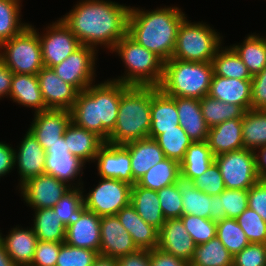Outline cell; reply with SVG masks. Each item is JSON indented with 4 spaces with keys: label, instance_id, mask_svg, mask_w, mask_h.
Instances as JSON below:
<instances>
[{
    "label": "cell",
    "instance_id": "25",
    "mask_svg": "<svg viewBox=\"0 0 266 266\" xmlns=\"http://www.w3.org/2000/svg\"><path fill=\"white\" fill-rule=\"evenodd\" d=\"M116 216L138 249L152 250L158 247L159 230L147 224L131 203L123 207Z\"/></svg>",
    "mask_w": 266,
    "mask_h": 266
},
{
    "label": "cell",
    "instance_id": "41",
    "mask_svg": "<svg viewBox=\"0 0 266 266\" xmlns=\"http://www.w3.org/2000/svg\"><path fill=\"white\" fill-rule=\"evenodd\" d=\"M21 7V0H0V45L30 25L20 20Z\"/></svg>",
    "mask_w": 266,
    "mask_h": 266
},
{
    "label": "cell",
    "instance_id": "58",
    "mask_svg": "<svg viewBox=\"0 0 266 266\" xmlns=\"http://www.w3.org/2000/svg\"><path fill=\"white\" fill-rule=\"evenodd\" d=\"M13 72L0 60V99L10 95Z\"/></svg>",
    "mask_w": 266,
    "mask_h": 266
},
{
    "label": "cell",
    "instance_id": "53",
    "mask_svg": "<svg viewBox=\"0 0 266 266\" xmlns=\"http://www.w3.org/2000/svg\"><path fill=\"white\" fill-rule=\"evenodd\" d=\"M251 82V109L266 110V67Z\"/></svg>",
    "mask_w": 266,
    "mask_h": 266
},
{
    "label": "cell",
    "instance_id": "42",
    "mask_svg": "<svg viewBox=\"0 0 266 266\" xmlns=\"http://www.w3.org/2000/svg\"><path fill=\"white\" fill-rule=\"evenodd\" d=\"M83 190V187H72L53 207V210L66 227L75 223L86 210Z\"/></svg>",
    "mask_w": 266,
    "mask_h": 266
},
{
    "label": "cell",
    "instance_id": "5",
    "mask_svg": "<svg viewBox=\"0 0 266 266\" xmlns=\"http://www.w3.org/2000/svg\"><path fill=\"white\" fill-rule=\"evenodd\" d=\"M213 75L212 62L171 58L164 62L163 77L158 88L170 97L202 99L209 94Z\"/></svg>",
    "mask_w": 266,
    "mask_h": 266
},
{
    "label": "cell",
    "instance_id": "2",
    "mask_svg": "<svg viewBox=\"0 0 266 266\" xmlns=\"http://www.w3.org/2000/svg\"><path fill=\"white\" fill-rule=\"evenodd\" d=\"M127 86L108 79L78 92L75 103L70 109L71 121L81 128L94 132L107 142L117 121L121 95Z\"/></svg>",
    "mask_w": 266,
    "mask_h": 266
},
{
    "label": "cell",
    "instance_id": "52",
    "mask_svg": "<svg viewBox=\"0 0 266 266\" xmlns=\"http://www.w3.org/2000/svg\"><path fill=\"white\" fill-rule=\"evenodd\" d=\"M62 243L38 240L30 266H56Z\"/></svg>",
    "mask_w": 266,
    "mask_h": 266
},
{
    "label": "cell",
    "instance_id": "22",
    "mask_svg": "<svg viewBox=\"0 0 266 266\" xmlns=\"http://www.w3.org/2000/svg\"><path fill=\"white\" fill-rule=\"evenodd\" d=\"M251 80L225 78L213 75L209 96L219 101L236 104L245 111L251 110Z\"/></svg>",
    "mask_w": 266,
    "mask_h": 266
},
{
    "label": "cell",
    "instance_id": "18",
    "mask_svg": "<svg viewBox=\"0 0 266 266\" xmlns=\"http://www.w3.org/2000/svg\"><path fill=\"white\" fill-rule=\"evenodd\" d=\"M70 122V111L48 109L34 113V120L28 130L46 151L50 145L55 144L58 139L63 137Z\"/></svg>",
    "mask_w": 266,
    "mask_h": 266
},
{
    "label": "cell",
    "instance_id": "15",
    "mask_svg": "<svg viewBox=\"0 0 266 266\" xmlns=\"http://www.w3.org/2000/svg\"><path fill=\"white\" fill-rule=\"evenodd\" d=\"M96 161L100 178L117 179L132 186L136 183L132 176L129 151L123 145L105 142L93 160Z\"/></svg>",
    "mask_w": 266,
    "mask_h": 266
},
{
    "label": "cell",
    "instance_id": "45",
    "mask_svg": "<svg viewBox=\"0 0 266 266\" xmlns=\"http://www.w3.org/2000/svg\"><path fill=\"white\" fill-rule=\"evenodd\" d=\"M180 219L196 245L216 237V221L194 215H182Z\"/></svg>",
    "mask_w": 266,
    "mask_h": 266
},
{
    "label": "cell",
    "instance_id": "56",
    "mask_svg": "<svg viewBox=\"0 0 266 266\" xmlns=\"http://www.w3.org/2000/svg\"><path fill=\"white\" fill-rule=\"evenodd\" d=\"M118 266H150V250L138 249L117 259Z\"/></svg>",
    "mask_w": 266,
    "mask_h": 266
},
{
    "label": "cell",
    "instance_id": "55",
    "mask_svg": "<svg viewBox=\"0 0 266 266\" xmlns=\"http://www.w3.org/2000/svg\"><path fill=\"white\" fill-rule=\"evenodd\" d=\"M150 266H190L188 262L166 253L159 248L150 250Z\"/></svg>",
    "mask_w": 266,
    "mask_h": 266
},
{
    "label": "cell",
    "instance_id": "31",
    "mask_svg": "<svg viewBox=\"0 0 266 266\" xmlns=\"http://www.w3.org/2000/svg\"><path fill=\"white\" fill-rule=\"evenodd\" d=\"M9 98L19 105L34 108V113L48 110L42 98L37 75L14 73Z\"/></svg>",
    "mask_w": 266,
    "mask_h": 266
},
{
    "label": "cell",
    "instance_id": "40",
    "mask_svg": "<svg viewBox=\"0 0 266 266\" xmlns=\"http://www.w3.org/2000/svg\"><path fill=\"white\" fill-rule=\"evenodd\" d=\"M203 118L209 128L233 118H243L246 112L241 106L225 103L209 95L200 99Z\"/></svg>",
    "mask_w": 266,
    "mask_h": 266
},
{
    "label": "cell",
    "instance_id": "13",
    "mask_svg": "<svg viewBox=\"0 0 266 266\" xmlns=\"http://www.w3.org/2000/svg\"><path fill=\"white\" fill-rule=\"evenodd\" d=\"M18 188L26 204L35 210L53 208L72 187L66 182L44 173L29 179Z\"/></svg>",
    "mask_w": 266,
    "mask_h": 266
},
{
    "label": "cell",
    "instance_id": "46",
    "mask_svg": "<svg viewBox=\"0 0 266 266\" xmlns=\"http://www.w3.org/2000/svg\"><path fill=\"white\" fill-rule=\"evenodd\" d=\"M250 243L266 244V222L254 210L247 208L236 218Z\"/></svg>",
    "mask_w": 266,
    "mask_h": 266
},
{
    "label": "cell",
    "instance_id": "11",
    "mask_svg": "<svg viewBox=\"0 0 266 266\" xmlns=\"http://www.w3.org/2000/svg\"><path fill=\"white\" fill-rule=\"evenodd\" d=\"M97 53V49L81 45L52 69L63 81L83 91L95 83Z\"/></svg>",
    "mask_w": 266,
    "mask_h": 266
},
{
    "label": "cell",
    "instance_id": "34",
    "mask_svg": "<svg viewBox=\"0 0 266 266\" xmlns=\"http://www.w3.org/2000/svg\"><path fill=\"white\" fill-rule=\"evenodd\" d=\"M33 230L38 240L64 242L66 226L61 222L53 208L35 209Z\"/></svg>",
    "mask_w": 266,
    "mask_h": 266
},
{
    "label": "cell",
    "instance_id": "37",
    "mask_svg": "<svg viewBox=\"0 0 266 266\" xmlns=\"http://www.w3.org/2000/svg\"><path fill=\"white\" fill-rule=\"evenodd\" d=\"M214 159L206 141L193 142L187 148L184 159L180 162V171L184 176L195 180L206 172Z\"/></svg>",
    "mask_w": 266,
    "mask_h": 266
},
{
    "label": "cell",
    "instance_id": "1",
    "mask_svg": "<svg viewBox=\"0 0 266 266\" xmlns=\"http://www.w3.org/2000/svg\"><path fill=\"white\" fill-rule=\"evenodd\" d=\"M60 19L81 45L111 50L127 34L130 6L111 0H81Z\"/></svg>",
    "mask_w": 266,
    "mask_h": 266
},
{
    "label": "cell",
    "instance_id": "26",
    "mask_svg": "<svg viewBox=\"0 0 266 266\" xmlns=\"http://www.w3.org/2000/svg\"><path fill=\"white\" fill-rule=\"evenodd\" d=\"M206 142L214 157L244 148L242 118L226 120L209 128Z\"/></svg>",
    "mask_w": 266,
    "mask_h": 266
},
{
    "label": "cell",
    "instance_id": "19",
    "mask_svg": "<svg viewBox=\"0 0 266 266\" xmlns=\"http://www.w3.org/2000/svg\"><path fill=\"white\" fill-rule=\"evenodd\" d=\"M18 150V151H17ZM46 151L28 130L18 149L14 150V166L20 175L19 187L31 178L45 173Z\"/></svg>",
    "mask_w": 266,
    "mask_h": 266
},
{
    "label": "cell",
    "instance_id": "4",
    "mask_svg": "<svg viewBox=\"0 0 266 266\" xmlns=\"http://www.w3.org/2000/svg\"><path fill=\"white\" fill-rule=\"evenodd\" d=\"M151 127V86L128 85L121 95L118 116L107 143L125 145L148 138Z\"/></svg>",
    "mask_w": 266,
    "mask_h": 266
},
{
    "label": "cell",
    "instance_id": "16",
    "mask_svg": "<svg viewBox=\"0 0 266 266\" xmlns=\"http://www.w3.org/2000/svg\"><path fill=\"white\" fill-rule=\"evenodd\" d=\"M100 236L99 254L102 256L118 259L138 250L116 215L101 216Z\"/></svg>",
    "mask_w": 266,
    "mask_h": 266
},
{
    "label": "cell",
    "instance_id": "57",
    "mask_svg": "<svg viewBox=\"0 0 266 266\" xmlns=\"http://www.w3.org/2000/svg\"><path fill=\"white\" fill-rule=\"evenodd\" d=\"M14 150L9 144L0 142V178L15 168Z\"/></svg>",
    "mask_w": 266,
    "mask_h": 266
},
{
    "label": "cell",
    "instance_id": "20",
    "mask_svg": "<svg viewBox=\"0 0 266 266\" xmlns=\"http://www.w3.org/2000/svg\"><path fill=\"white\" fill-rule=\"evenodd\" d=\"M160 250L190 263L196 244L190 237L180 218L166 219L159 230L158 247Z\"/></svg>",
    "mask_w": 266,
    "mask_h": 266
},
{
    "label": "cell",
    "instance_id": "61",
    "mask_svg": "<svg viewBox=\"0 0 266 266\" xmlns=\"http://www.w3.org/2000/svg\"><path fill=\"white\" fill-rule=\"evenodd\" d=\"M92 266H118L117 258L98 255Z\"/></svg>",
    "mask_w": 266,
    "mask_h": 266
},
{
    "label": "cell",
    "instance_id": "10",
    "mask_svg": "<svg viewBox=\"0 0 266 266\" xmlns=\"http://www.w3.org/2000/svg\"><path fill=\"white\" fill-rule=\"evenodd\" d=\"M100 179L96 187L83 195L85 207L100 217L116 215L130 203L132 185L117 179Z\"/></svg>",
    "mask_w": 266,
    "mask_h": 266
},
{
    "label": "cell",
    "instance_id": "23",
    "mask_svg": "<svg viewBox=\"0 0 266 266\" xmlns=\"http://www.w3.org/2000/svg\"><path fill=\"white\" fill-rule=\"evenodd\" d=\"M179 118L175 100L158 87L151 86V127L149 138L156 139L161 130L176 129Z\"/></svg>",
    "mask_w": 266,
    "mask_h": 266
},
{
    "label": "cell",
    "instance_id": "38",
    "mask_svg": "<svg viewBox=\"0 0 266 266\" xmlns=\"http://www.w3.org/2000/svg\"><path fill=\"white\" fill-rule=\"evenodd\" d=\"M244 148L255 151L266 145V110H247L242 118Z\"/></svg>",
    "mask_w": 266,
    "mask_h": 266
},
{
    "label": "cell",
    "instance_id": "24",
    "mask_svg": "<svg viewBox=\"0 0 266 266\" xmlns=\"http://www.w3.org/2000/svg\"><path fill=\"white\" fill-rule=\"evenodd\" d=\"M8 233L5 237L0 232V240L3 242L11 260L16 266H30L38 242L33 228L27 227V229H23L20 226H16L11 228Z\"/></svg>",
    "mask_w": 266,
    "mask_h": 266
},
{
    "label": "cell",
    "instance_id": "33",
    "mask_svg": "<svg viewBox=\"0 0 266 266\" xmlns=\"http://www.w3.org/2000/svg\"><path fill=\"white\" fill-rule=\"evenodd\" d=\"M245 38L242 43L231 45V47L254 76L266 67V39L256 33Z\"/></svg>",
    "mask_w": 266,
    "mask_h": 266
},
{
    "label": "cell",
    "instance_id": "60",
    "mask_svg": "<svg viewBox=\"0 0 266 266\" xmlns=\"http://www.w3.org/2000/svg\"><path fill=\"white\" fill-rule=\"evenodd\" d=\"M257 169H266V145L254 151Z\"/></svg>",
    "mask_w": 266,
    "mask_h": 266
},
{
    "label": "cell",
    "instance_id": "17",
    "mask_svg": "<svg viewBox=\"0 0 266 266\" xmlns=\"http://www.w3.org/2000/svg\"><path fill=\"white\" fill-rule=\"evenodd\" d=\"M37 77L47 109L70 111L79 91L59 78L52 68L43 67Z\"/></svg>",
    "mask_w": 266,
    "mask_h": 266
},
{
    "label": "cell",
    "instance_id": "21",
    "mask_svg": "<svg viewBox=\"0 0 266 266\" xmlns=\"http://www.w3.org/2000/svg\"><path fill=\"white\" fill-rule=\"evenodd\" d=\"M101 217L86 209L80 218L66 227L65 243L73 247L87 248L99 254Z\"/></svg>",
    "mask_w": 266,
    "mask_h": 266
},
{
    "label": "cell",
    "instance_id": "39",
    "mask_svg": "<svg viewBox=\"0 0 266 266\" xmlns=\"http://www.w3.org/2000/svg\"><path fill=\"white\" fill-rule=\"evenodd\" d=\"M233 256L216 236L196 245L190 266H232Z\"/></svg>",
    "mask_w": 266,
    "mask_h": 266
},
{
    "label": "cell",
    "instance_id": "35",
    "mask_svg": "<svg viewBox=\"0 0 266 266\" xmlns=\"http://www.w3.org/2000/svg\"><path fill=\"white\" fill-rule=\"evenodd\" d=\"M212 64L214 74L217 76L252 80L253 76L231 46H221L213 57Z\"/></svg>",
    "mask_w": 266,
    "mask_h": 266
},
{
    "label": "cell",
    "instance_id": "12",
    "mask_svg": "<svg viewBox=\"0 0 266 266\" xmlns=\"http://www.w3.org/2000/svg\"><path fill=\"white\" fill-rule=\"evenodd\" d=\"M44 32H38L44 67L58 65L81 46L76 35L60 18L47 26Z\"/></svg>",
    "mask_w": 266,
    "mask_h": 266
},
{
    "label": "cell",
    "instance_id": "28",
    "mask_svg": "<svg viewBox=\"0 0 266 266\" xmlns=\"http://www.w3.org/2000/svg\"><path fill=\"white\" fill-rule=\"evenodd\" d=\"M123 146L129 151L132 176L136 182L152 166L166 158L157 141L149 137L132 141Z\"/></svg>",
    "mask_w": 266,
    "mask_h": 266
},
{
    "label": "cell",
    "instance_id": "43",
    "mask_svg": "<svg viewBox=\"0 0 266 266\" xmlns=\"http://www.w3.org/2000/svg\"><path fill=\"white\" fill-rule=\"evenodd\" d=\"M155 140L165 157L179 163L184 159L187 148L193 143L180 125H177L176 129L161 130V134Z\"/></svg>",
    "mask_w": 266,
    "mask_h": 266
},
{
    "label": "cell",
    "instance_id": "30",
    "mask_svg": "<svg viewBox=\"0 0 266 266\" xmlns=\"http://www.w3.org/2000/svg\"><path fill=\"white\" fill-rule=\"evenodd\" d=\"M175 186L182 197L183 215L210 219L212 196L197 189L195 181L182 173L176 177Z\"/></svg>",
    "mask_w": 266,
    "mask_h": 266
},
{
    "label": "cell",
    "instance_id": "27",
    "mask_svg": "<svg viewBox=\"0 0 266 266\" xmlns=\"http://www.w3.org/2000/svg\"><path fill=\"white\" fill-rule=\"evenodd\" d=\"M176 102L179 125L193 142L207 140L209 127L200 108V99L172 97Z\"/></svg>",
    "mask_w": 266,
    "mask_h": 266
},
{
    "label": "cell",
    "instance_id": "29",
    "mask_svg": "<svg viewBox=\"0 0 266 266\" xmlns=\"http://www.w3.org/2000/svg\"><path fill=\"white\" fill-rule=\"evenodd\" d=\"M63 136L69 152L85 164L86 162H93L97 152L105 143L100 136L75 125L72 121Z\"/></svg>",
    "mask_w": 266,
    "mask_h": 266
},
{
    "label": "cell",
    "instance_id": "6",
    "mask_svg": "<svg viewBox=\"0 0 266 266\" xmlns=\"http://www.w3.org/2000/svg\"><path fill=\"white\" fill-rule=\"evenodd\" d=\"M111 53L116 52L124 63V74L111 80L127 85L156 86L162 81L164 61L149 51L128 34L123 36Z\"/></svg>",
    "mask_w": 266,
    "mask_h": 266
},
{
    "label": "cell",
    "instance_id": "63",
    "mask_svg": "<svg viewBox=\"0 0 266 266\" xmlns=\"http://www.w3.org/2000/svg\"><path fill=\"white\" fill-rule=\"evenodd\" d=\"M258 172V182L266 187V169H257Z\"/></svg>",
    "mask_w": 266,
    "mask_h": 266
},
{
    "label": "cell",
    "instance_id": "8",
    "mask_svg": "<svg viewBox=\"0 0 266 266\" xmlns=\"http://www.w3.org/2000/svg\"><path fill=\"white\" fill-rule=\"evenodd\" d=\"M0 60L16 74L37 75L44 67L37 29L28 25L0 45Z\"/></svg>",
    "mask_w": 266,
    "mask_h": 266
},
{
    "label": "cell",
    "instance_id": "7",
    "mask_svg": "<svg viewBox=\"0 0 266 266\" xmlns=\"http://www.w3.org/2000/svg\"><path fill=\"white\" fill-rule=\"evenodd\" d=\"M223 37L203 22H191L186 17L179 25L173 59L212 62L222 46Z\"/></svg>",
    "mask_w": 266,
    "mask_h": 266
},
{
    "label": "cell",
    "instance_id": "50",
    "mask_svg": "<svg viewBox=\"0 0 266 266\" xmlns=\"http://www.w3.org/2000/svg\"><path fill=\"white\" fill-rule=\"evenodd\" d=\"M194 181L197 189L210 196L219 195L226 189L219 167L215 162Z\"/></svg>",
    "mask_w": 266,
    "mask_h": 266
},
{
    "label": "cell",
    "instance_id": "54",
    "mask_svg": "<svg viewBox=\"0 0 266 266\" xmlns=\"http://www.w3.org/2000/svg\"><path fill=\"white\" fill-rule=\"evenodd\" d=\"M248 208L257 212L266 222V187L259 182L248 189Z\"/></svg>",
    "mask_w": 266,
    "mask_h": 266
},
{
    "label": "cell",
    "instance_id": "14",
    "mask_svg": "<svg viewBox=\"0 0 266 266\" xmlns=\"http://www.w3.org/2000/svg\"><path fill=\"white\" fill-rule=\"evenodd\" d=\"M84 166L83 161L69 152L64 136L46 150L45 173L66 182L71 187H83L81 178H78L77 184L74 181L78 175L79 177L83 175Z\"/></svg>",
    "mask_w": 266,
    "mask_h": 266
},
{
    "label": "cell",
    "instance_id": "3",
    "mask_svg": "<svg viewBox=\"0 0 266 266\" xmlns=\"http://www.w3.org/2000/svg\"><path fill=\"white\" fill-rule=\"evenodd\" d=\"M185 17L176 6L151 11L130 7L127 34L165 62L173 56L177 31Z\"/></svg>",
    "mask_w": 266,
    "mask_h": 266
},
{
    "label": "cell",
    "instance_id": "9",
    "mask_svg": "<svg viewBox=\"0 0 266 266\" xmlns=\"http://www.w3.org/2000/svg\"><path fill=\"white\" fill-rule=\"evenodd\" d=\"M226 189L248 190L258 182L255 153L242 148L215 156Z\"/></svg>",
    "mask_w": 266,
    "mask_h": 266
},
{
    "label": "cell",
    "instance_id": "47",
    "mask_svg": "<svg viewBox=\"0 0 266 266\" xmlns=\"http://www.w3.org/2000/svg\"><path fill=\"white\" fill-rule=\"evenodd\" d=\"M99 254L91 249L73 247L63 242L56 266H92Z\"/></svg>",
    "mask_w": 266,
    "mask_h": 266
},
{
    "label": "cell",
    "instance_id": "44",
    "mask_svg": "<svg viewBox=\"0 0 266 266\" xmlns=\"http://www.w3.org/2000/svg\"><path fill=\"white\" fill-rule=\"evenodd\" d=\"M216 236L232 256L250 244L236 219L232 218H224L216 222Z\"/></svg>",
    "mask_w": 266,
    "mask_h": 266
},
{
    "label": "cell",
    "instance_id": "32",
    "mask_svg": "<svg viewBox=\"0 0 266 266\" xmlns=\"http://www.w3.org/2000/svg\"><path fill=\"white\" fill-rule=\"evenodd\" d=\"M130 203L147 224L158 230L161 229L166 219L160 206L157 191L143 188L135 183L131 187Z\"/></svg>",
    "mask_w": 266,
    "mask_h": 266
},
{
    "label": "cell",
    "instance_id": "62",
    "mask_svg": "<svg viewBox=\"0 0 266 266\" xmlns=\"http://www.w3.org/2000/svg\"><path fill=\"white\" fill-rule=\"evenodd\" d=\"M0 266H16L5 250L3 242L0 240Z\"/></svg>",
    "mask_w": 266,
    "mask_h": 266
},
{
    "label": "cell",
    "instance_id": "49",
    "mask_svg": "<svg viewBox=\"0 0 266 266\" xmlns=\"http://www.w3.org/2000/svg\"><path fill=\"white\" fill-rule=\"evenodd\" d=\"M225 218L236 219L248 208V190L225 189L220 193Z\"/></svg>",
    "mask_w": 266,
    "mask_h": 266
},
{
    "label": "cell",
    "instance_id": "59",
    "mask_svg": "<svg viewBox=\"0 0 266 266\" xmlns=\"http://www.w3.org/2000/svg\"><path fill=\"white\" fill-rule=\"evenodd\" d=\"M225 218V209H222V200L220 194L212 196V206L210 220L220 221Z\"/></svg>",
    "mask_w": 266,
    "mask_h": 266
},
{
    "label": "cell",
    "instance_id": "51",
    "mask_svg": "<svg viewBox=\"0 0 266 266\" xmlns=\"http://www.w3.org/2000/svg\"><path fill=\"white\" fill-rule=\"evenodd\" d=\"M232 266H266V244L250 243L233 256Z\"/></svg>",
    "mask_w": 266,
    "mask_h": 266
},
{
    "label": "cell",
    "instance_id": "48",
    "mask_svg": "<svg viewBox=\"0 0 266 266\" xmlns=\"http://www.w3.org/2000/svg\"><path fill=\"white\" fill-rule=\"evenodd\" d=\"M165 219L180 218L183 215L182 197L175 184L157 191Z\"/></svg>",
    "mask_w": 266,
    "mask_h": 266
},
{
    "label": "cell",
    "instance_id": "36",
    "mask_svg": "<svg viewBox=\"0 0 266 266\" xmlns=\"http://www.w3.org/2000/svg\"><path fill=\"white\" fill-rule=\"evenodd\" d=\"M181 173L180 163L176 160L165 158L152 166L136 182L138 186L158 191L163 187L175 184L176 177Z\"/></svg>",
    "mask_w": 266,
    "mask_h": 266
}]
</instances>
